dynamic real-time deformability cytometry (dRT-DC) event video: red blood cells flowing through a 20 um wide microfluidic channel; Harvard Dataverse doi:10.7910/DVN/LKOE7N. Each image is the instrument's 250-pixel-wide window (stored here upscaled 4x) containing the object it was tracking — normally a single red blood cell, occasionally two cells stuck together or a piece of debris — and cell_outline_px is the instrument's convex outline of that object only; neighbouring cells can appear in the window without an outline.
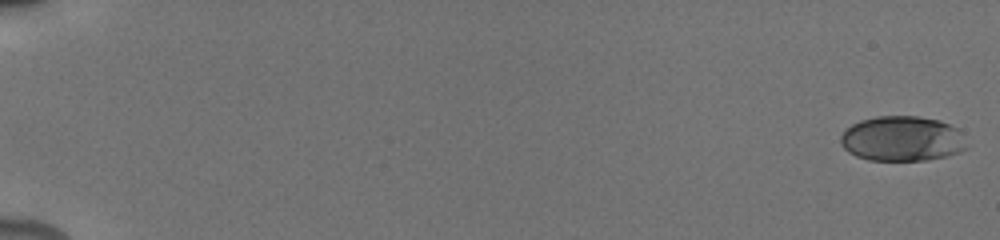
{"species": "human", "species_latin": "Homo sapiens", "temperature_condition": "cold", "stored_images_in_passage": 56, "camera_frame_rate_fps": 3000, "um_per_image_px": 0.085, "donor": {"sex": "male"}, "frame": {"image": 1, "passage_image": 1, "time_ms": 0.0, "image_size_px": [1000, 240], "cell_outline_px": [[968, 148], [948, 156], [928, 160], [868, 160], [856, 156], [848, 152], [840, 144], [840, 136], [852, 124], [860, 120], [876, 116], [916, 116], [940, 120], [956, 128]], "centroid_in_image_um": [76.65, 11.79], "position_along_channel_um": 8.4, "area_um2": 33.06}}
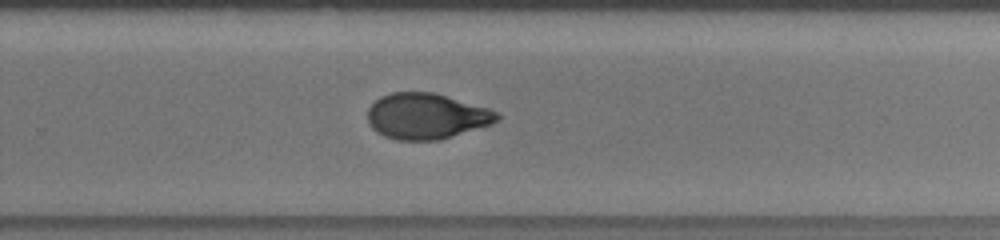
{"frame": {"image": 2, "passage_image": 39, "time_ms": 12.667, "image_size_px": [1000, 240], "cell_outline_px": [[500, 120], [492, 124], [440, 140], [396, 140], [384, 136], [376, 132], [372, 128], [368, 120], [368, 108], [380, 96], [392, 92], [432, 92], [488, 108], [500, 112]], "centroid_in_image_um": [36.25, 9.88], "position_along_channel_um": 293.5, "area_um2": 34.62}}
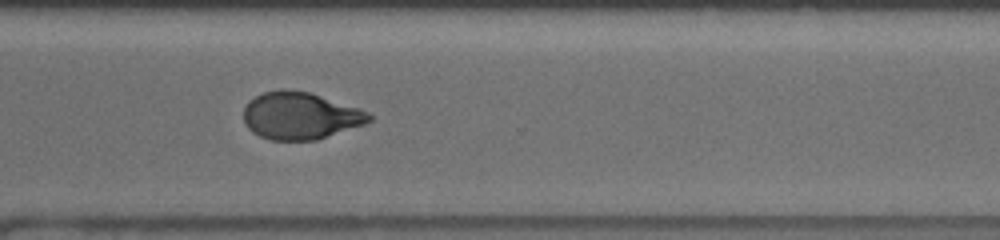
{"frame": {"image": 3, "passage_image": 43, "time_ms": 14.0, "image_size_px": [1000, 240], "cell_outline_px": [[372, 120], [364, 124], [316, 140], [272, 140], [260, 136], [252, 132], [244, 124], [244, 108], [248, 100], [264, 92], [280, 88], [284, 88], [308, 92], [360, 108], [368, 112], [372, 116]], "centroid_in_image_um": [25.5, 9.83], "position_along_channel_um": 345.1, "area_um2": 34.56}, "authors_computed_cell_mechanics": {"area_um2": 34.5933, "velocity_mm_per_s": 3.8516, "shape_relaxation_time_tau1_ms": 3.9905, "shape_relaxation_time_tau2_ms": 2.1481, "deformation_change_tau1": 0.1732, "deformation_change_tau2": 0.0623}}